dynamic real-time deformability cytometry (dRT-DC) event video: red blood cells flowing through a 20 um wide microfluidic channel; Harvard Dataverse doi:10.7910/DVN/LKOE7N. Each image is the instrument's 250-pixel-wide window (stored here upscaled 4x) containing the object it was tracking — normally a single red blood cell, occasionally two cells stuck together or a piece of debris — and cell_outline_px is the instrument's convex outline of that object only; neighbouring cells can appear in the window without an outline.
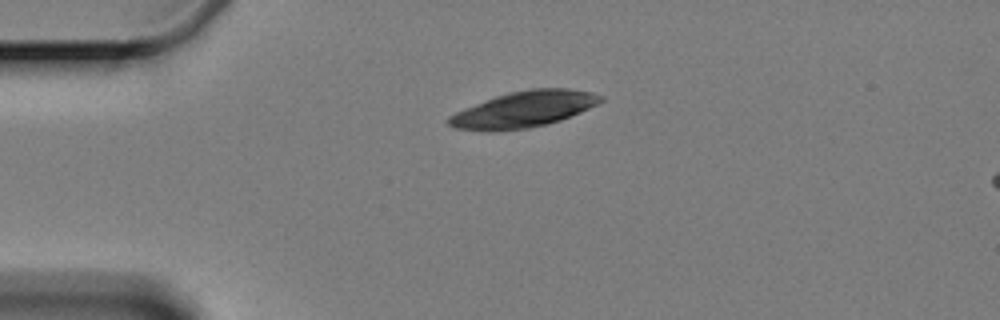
{"species": "Egyptian fruit bat (a non-hibernating species)", "species_latin": "Rousettus aegyptiacus", "temperature_condition": "cold", "stored_images_in_passage": 3, "camera_frame_rate_fps": 3000, "um_per_image_px": 0.085, "animal": {"sex": "female"}, "frame": {"image": 1, "passage_image": 1, "time_ms": 0.0, "image_size_px": [1000, 320], "cell_outline_px": [[604, 100], [580, 112], [560, 120], [528, 128], [496, 132], [484, 132], [452, 128], [448, 124], [448, 116], [464, 108], [496, 96], [508, 92], [532, 88], [568, 88], [592, 92], [604, 96]], "centroid_in_image_um": [44.48, 9.3], "position_along_channel_um": 40.5, "area_um2": 32.08}}